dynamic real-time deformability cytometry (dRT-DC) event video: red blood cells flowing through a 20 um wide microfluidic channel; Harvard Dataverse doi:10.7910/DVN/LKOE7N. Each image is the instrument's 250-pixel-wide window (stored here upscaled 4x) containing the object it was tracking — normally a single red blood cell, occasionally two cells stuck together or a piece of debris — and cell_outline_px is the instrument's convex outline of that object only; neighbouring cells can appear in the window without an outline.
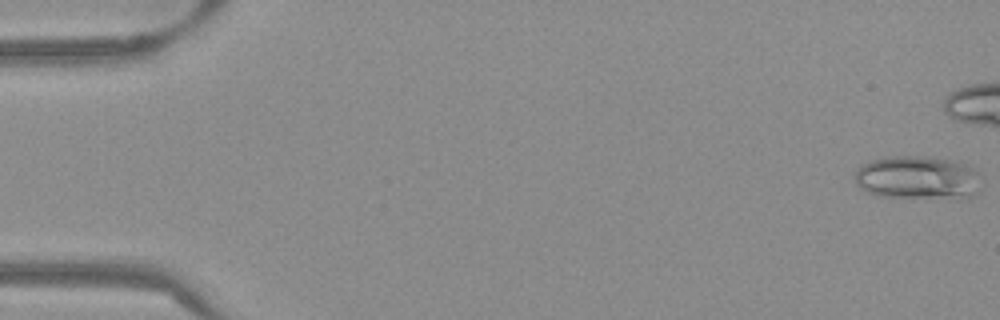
{"species": "Egyptian fruit bat (a non-hibernating species)", "species_latin": "Rousettus aegyptiacus", "temperature_condition": "warm", "stored_images_in_passage": 43, "camera_frame_rate_fps": 3000, "um_per_image_px": 0.085, "frame": {"image": 1, "passage_image": 1, "time_ms": 0.0, "image_size_px": [1000, 320], "cell_outline_px": [[976, 172], [972, 196], [968, 200], [960, 200], [880, 196], [868, 192], [860, 188], [856, 184], [856, 172], [860, 164], [872, 160], [888, 156], [924, 156], [952, 160], [964, 164], [972, 168]], "centroid_in_image_um": [77.93, 15.12], "position_along_channel_um": 7.1, "area_um2": 31.96}}
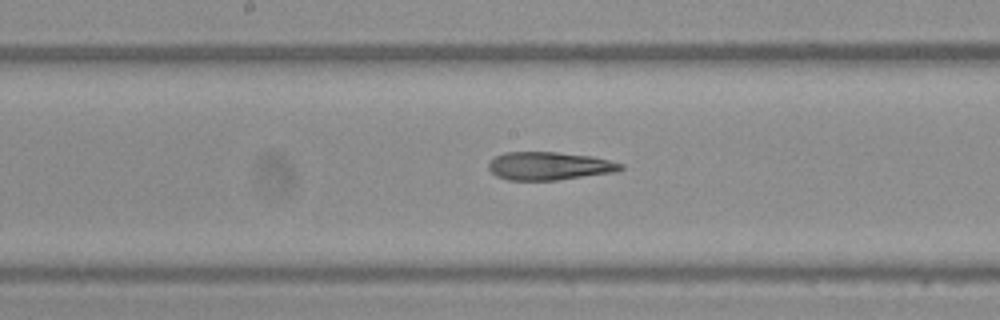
{"frame": {"image": 2, "passage_image": 28, "time_ms": 9.0, "image_size_px": [1000, 320], "cell_outline_px": [[624, 168], [616, 172], [556, 180], [508, 180], [496, 176], [488, 168], [488, 164], [496, 156], [504, 152], [556, 152], [592, 156], [624, 164]], "centroid_in_image_um": [46.69, 14.11], "position_along_channel_um": 201.5, "area_um2": 21.62}}
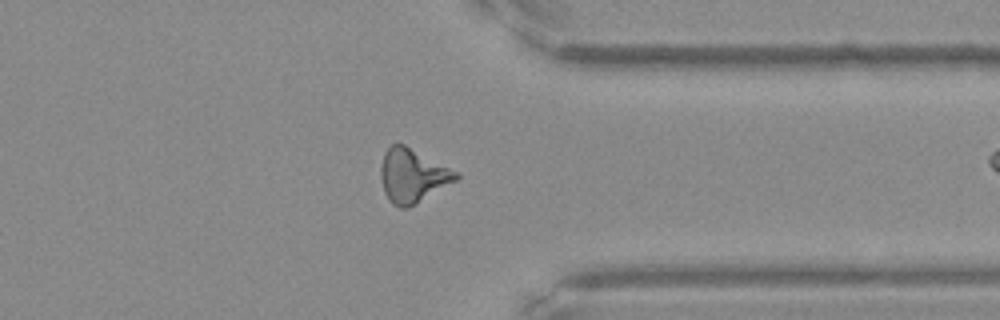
{"frame": {"image": 3, "passage_image": 42, "time_ms": 13.667, "image_size_px": [1000, 320], "cell_outline_px": [[460, 176], [456, 180], [416, 204], [408, 208], [400, 208], [392, 204], [388, 200], [384, 192], [380, 176], [380, 168], [384, 152], [392, 144], [404, 144], [460, 172]], "centroid_in_image_um": [35.06, 14.93], "position_along_channel_um": 376.3, "area_um2": 23.7}}